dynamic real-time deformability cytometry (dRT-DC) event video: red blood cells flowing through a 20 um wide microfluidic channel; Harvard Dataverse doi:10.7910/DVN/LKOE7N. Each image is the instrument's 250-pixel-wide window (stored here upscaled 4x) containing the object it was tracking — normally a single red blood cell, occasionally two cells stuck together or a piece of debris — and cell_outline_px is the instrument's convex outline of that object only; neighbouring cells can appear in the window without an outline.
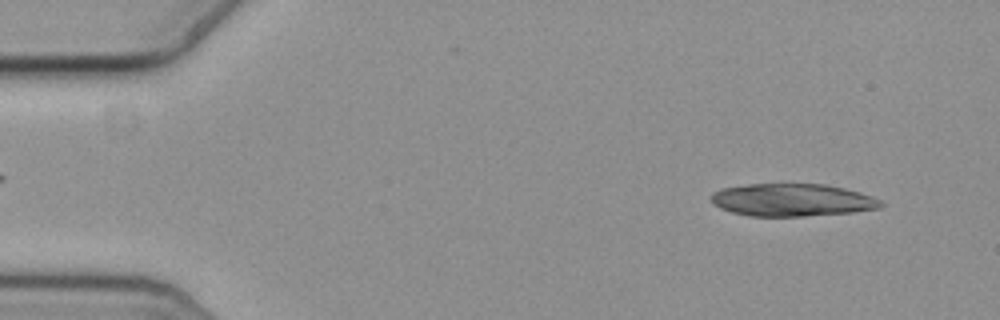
{"species": "common noctule bat (a hibernating species)", "species_latin": "Nyctalus noctula", "temperature_condition": "cold", "stored_images_in_passage": 49, "camera_frame_rate_fps": 3000, "um_per_image_px": 0.085, "animal": {"sex": "female", "body_mass_g": 19.3, "forearm_length_mm": 54.1}, "frame": {"image": 1, "passage_image": 4, "time_ms": 1.0, "image_size_px": [1000, 320], "cell_outline_px": [[884, 204], [880, 208], [852, 212], [804, 216], [748, 216], [732, 212], [720, 208], [712, 204], [712, 192], [720, 188], [748, 184], [824, 184], [844, 188], [860, 192], [872, 196], [880, 200]], "centroid_in_image_um": [67.32, 17.0], "position_along_channel_um": 17.7, "area_um2": 32.31}}
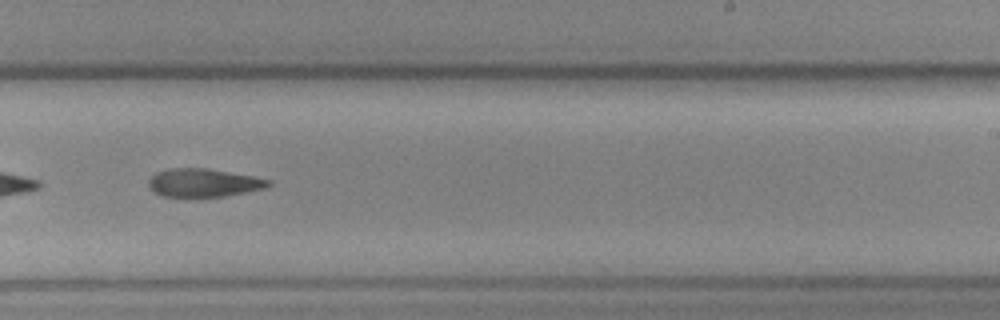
{"frame": {"image": 2, "passage_image": 34, "time_ms": 11.0, "image_size_px": [1000, 320], "cell_outline_px": [[272, 184], [264, 188], [224, 196], [164, 196], [156, 192], [148, 184], [148, 180], [156, 172], [172, 168], [204, 168], [252, 176], [272, 180]], "centroid_in_image_um": [17.31, 15.52], "position_along_channel_um": 271.7, "area_um2": 19.25}}
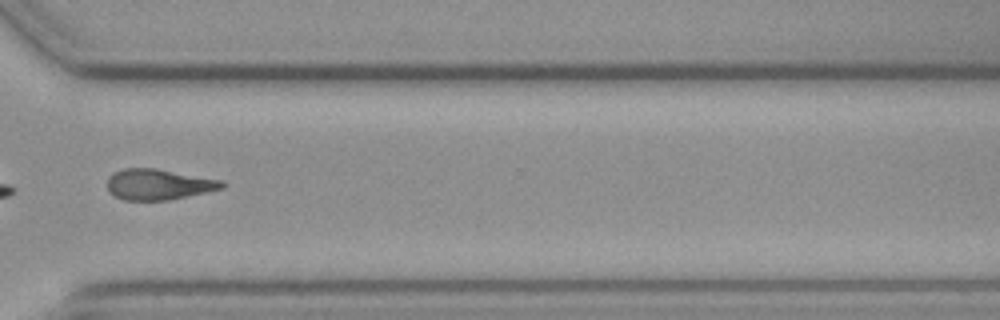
{"frame": {"image": 3, "passage_image": 41, "time_ms": 13.333, "image_size_px": [1000, 320], "cell_outline_px": [[224, 188], [188, 196], [168, 200], [124, 200], [108, 192], [108, 176], [112, 172], [124, 168], [156, 168], [224, 180]], "centroid_in_image_um": [13.47, 15.66], "position_along_channel_um": 357.1, "area_um2": 20.69}}